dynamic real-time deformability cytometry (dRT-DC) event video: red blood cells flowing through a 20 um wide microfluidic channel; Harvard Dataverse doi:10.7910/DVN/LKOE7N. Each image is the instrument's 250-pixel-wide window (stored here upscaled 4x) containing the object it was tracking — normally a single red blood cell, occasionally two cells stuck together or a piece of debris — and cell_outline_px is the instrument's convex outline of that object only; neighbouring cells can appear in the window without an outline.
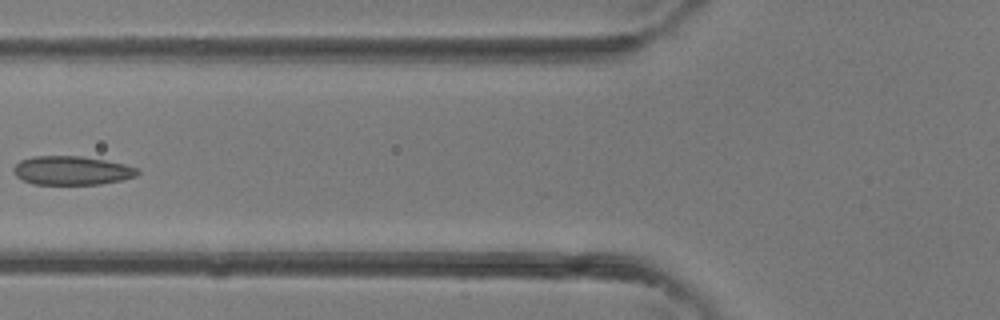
{"species": "common noctule bat (a hibernating species)", "species_latin": "Nyctalus noctula", "temperature_condition": "room temperature", "stored_images_in_passage": 4, "camera_frame_rate_fps": 3000, "um_per_image_px": 0.085, "animal": {"sex": "female"}, "frame": {"image": 1, "passage_image": 4, "time_ms": 1.0, "image_size_px": [1000, 320], "cell_outline_px": [[140, 172], [136, 176], [120, 180], [100, 184], [32, 184], [16, 176], [12, 172], [12, 168], [20, 160], [32, 156], [80, 156], [104, 160], [124, 164], [140, 168]], "centroid_in_image_um": [6.09, 14.49], "position_along_channel_um": 119.7, "area_um2": 20.87}}